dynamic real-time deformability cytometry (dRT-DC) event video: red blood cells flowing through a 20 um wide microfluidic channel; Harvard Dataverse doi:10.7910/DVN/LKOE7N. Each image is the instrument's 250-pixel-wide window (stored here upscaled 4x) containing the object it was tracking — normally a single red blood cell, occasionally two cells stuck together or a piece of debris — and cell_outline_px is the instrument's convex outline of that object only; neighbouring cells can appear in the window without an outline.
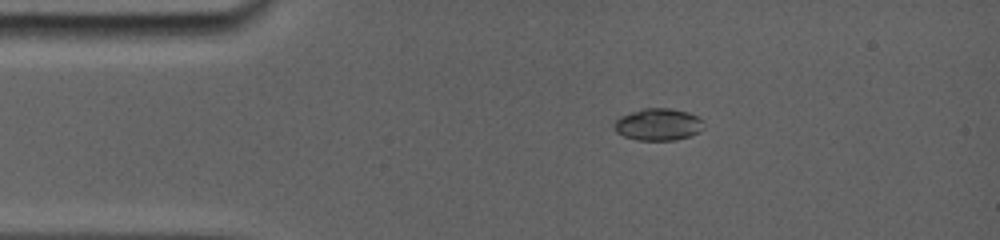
{"species": "common noctule bat (a hibernating species)", "species_latin": "Nyctalus noctula", "temperature_condition": "room temperature", "stored_images_in_passage": 29, "camera_frame_rate_fps": 5000, "um_per_image_px": 0.085, "animal": {"sex": "female", "body_mass_g": 19.0, "forearm_length_mm": 56.7}, "frame": {"image": 1, "passage_image": 1, "time_ms": 0.0, "image_size_px": [1000, 240], "cell_outline_px": [[700, 120], [696, 132], [688, 136], [668, 140], [644, 140], [628, 136], [620, 132], [616, 128], [616, 120], [624, 116], [644, 108], [668, 108], [684, 112], [696, 116]], "centroid_in_image_um": [55.92, 10.56], "position_along_channel_um": 29.1, "area_um2": 15.32}}
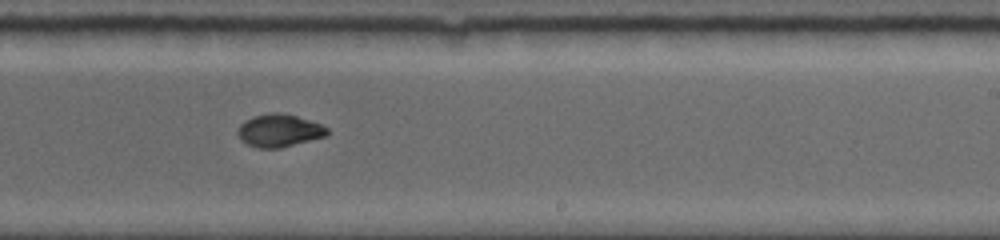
{"frame": {"image": 2, "passage_image": 15, "time_ms": 7.2, "image_size_px": [1000, 240], "cell_outline_px": [[328, 132], [324, 136], [280, 148], [256, 148], [240, 140], [236, 132], [240, 124], [244, 120], [252, 116], [272, 112], [280, 112], [296, 116], [320, 124], [328, 128]], "centroid_in_image_um": [23.66, 11.09], "position_along_channel_um": 265.3, "area_um2": 16.99}}
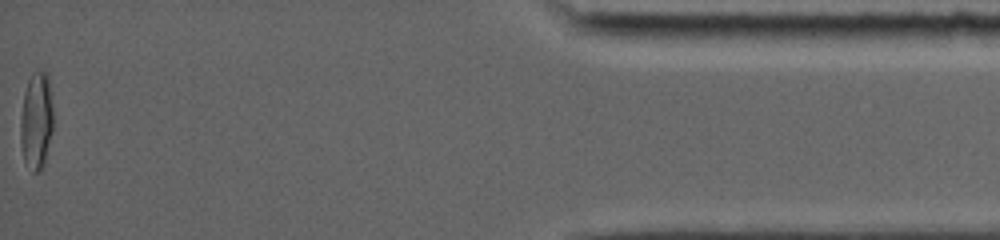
{"frame": {"image": 3, "passage_image": 29, "time_ms": 13.4, "image_size_px": [1000, 240], "cell_outline_px": [[52, 132], [44, 160], [40, 168], [36, 172], [32, 172], [24, 160], [20, 144], [20, 116], [24, 92], [28, 80], [32, 72], [44, 68], [48, 72], [52, 104]], "centroid_in_image_um": [3.08, 10.16], "position_along_channel_um": 432.1, "area_um2": 18.73}}